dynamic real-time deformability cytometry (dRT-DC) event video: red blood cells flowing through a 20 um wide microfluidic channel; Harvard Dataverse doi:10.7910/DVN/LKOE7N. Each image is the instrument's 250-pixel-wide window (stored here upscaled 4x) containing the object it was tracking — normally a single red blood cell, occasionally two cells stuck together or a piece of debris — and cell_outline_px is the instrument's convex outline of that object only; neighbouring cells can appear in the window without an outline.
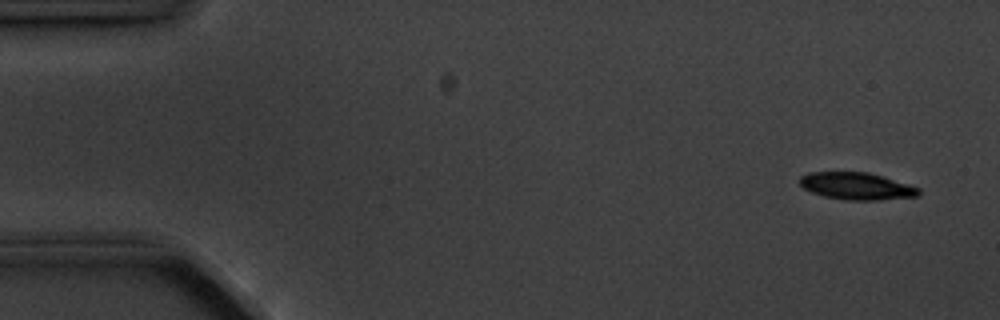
{"species": "common noctule bat (a hibernating species)", "species_latin": "Nyctalus noctula", "temperature_condition": "cold", "stored_images_in_passage": 5, "camera_frame_rate_fps": 3000, "um_per_image_px": 0.085, "animal": {"sex": "male", "body_mass_g": 20.1, "forearm_length_mm": 53.5}, "frame": {"image": 1, "passage_image": 1, "time_ms": 0.0, "image_size_px": [1000, 320], "cell_outline_px": [[920, 196], [880, 200], [844, 200], [824, 196], [812, 192], [804, 188], [800, 184], [800, 176], [808, 172], [868, 172], [908, 184], [920, 188]], "centroid_in_image_um": [72.82, 15.82], "position_along_channel_um": 12.2, "area_um2": 18.84}}